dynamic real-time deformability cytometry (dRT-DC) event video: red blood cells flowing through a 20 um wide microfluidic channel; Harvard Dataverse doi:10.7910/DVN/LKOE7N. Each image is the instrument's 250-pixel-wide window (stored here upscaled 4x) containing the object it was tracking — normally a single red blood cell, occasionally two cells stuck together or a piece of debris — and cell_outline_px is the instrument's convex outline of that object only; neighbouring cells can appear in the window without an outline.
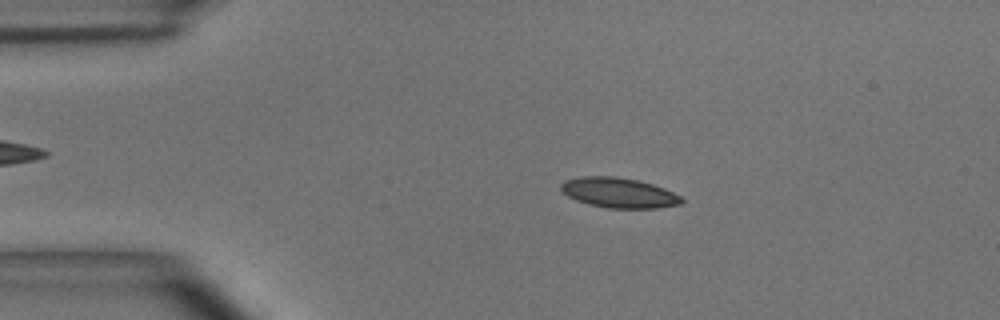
{"species": "common noctule bat (a hibernating species)", "species_latin": "Nyctalus noctula", "temperature_condition": "room temperature", "stored_images_in_passage": 54, "camera_frame_rate_fps": 3000, "um_per_image_px": 0.085, "animal": {"sex": "male", "body_mass_g": 15.6}, "frame": {"image": 1, "passage_image": 10, "time_ms": 3.0, "image_size_px": [1000, 320], "cell_outline_px": [[684, 200], [680, 204], [656, 208], [608, 208], [588, 204], [576, 200], [568, 196], [560, 188], [560, 184], [564, 180], [580, 176], [616, 176], [640, 180], [664, 188], [680, 196]], "centroid_in_image_um": [52.58, 16.37], "position_along_channel_um": 32.4, "area_um2": 21.21}}
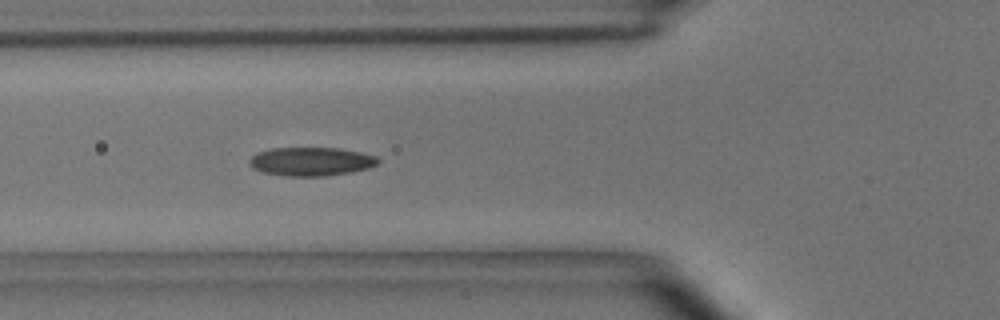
{"frame": {"image": 2, "passage_image": 19, "time_ms": 6.0, "image_size_px": [1000, 320], "cell_outline_px": [[380, 164], [368, 168], [352, 172], [324, 176], [284, 176], [264, 172], [252, 168], [248, 164], [248, 160], [256, 152], [272, 148], [340, 148], [360, 152], [376, 156], [380, 160]], "centroid_in_image_um": [26.44, 13.73], "position_along_channel_um": 99.4, "area_um2": 21.68}}
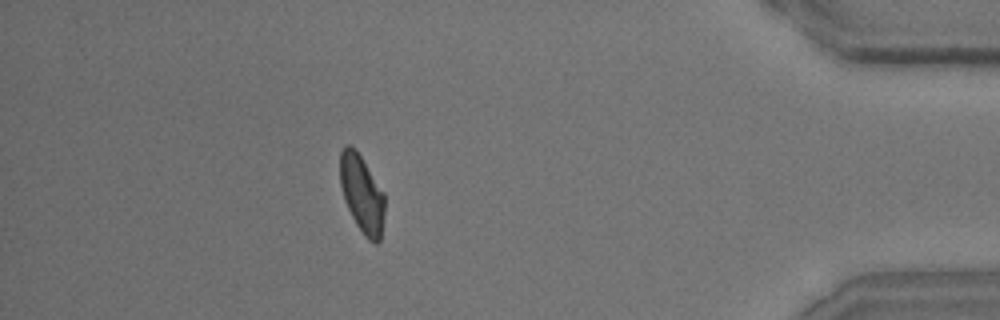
{"frame": {"image": 3, "passage_image": 48, "time_ms": 15.667, "image_size_px": [1000, 320], "cell_outline_px": [[384, 212], [380, 240], [376, 244], [368, 240], [364, 236], [356, 224], [344, 200], [340, 184], [340, 152], [348, 144], [352, 144], [356, 148], [384, 192]], "centroid_in_image_um": [30.75, 16.46], "position_along_channel_um": 404.4, "area_um2": 20.29}, "authors_computed_cell_mechanics": {"area_um2": 20.8369, "velocity_mm_per_s": 3.6335, "shape_relaxation_time_tau1_ms": 5.7055, "shape_relaxation_time_tau2_ms": 2.6018, "deformation_change_tau1": 0.1463, "deformation_change_tau2": 0.0771}}